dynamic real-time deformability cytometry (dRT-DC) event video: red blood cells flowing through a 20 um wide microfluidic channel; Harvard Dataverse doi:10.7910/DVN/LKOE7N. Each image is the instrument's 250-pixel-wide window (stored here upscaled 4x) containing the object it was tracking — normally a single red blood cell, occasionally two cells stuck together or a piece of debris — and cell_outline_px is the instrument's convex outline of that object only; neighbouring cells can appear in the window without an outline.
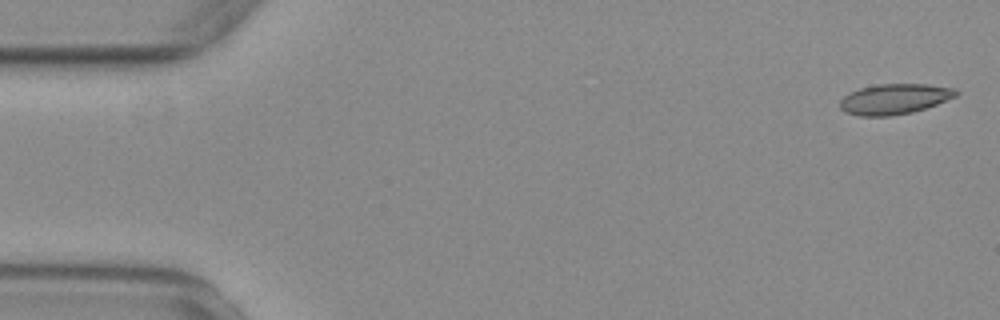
{"species": "common noctule bat (a hibernating species)", "species_latin": "Nyctalus noctula", "temperature_condition": "warm", "stored_images_in_passage": 56, "camera_frame_rate_fps": 3000, "um_per_image_px": 0.085, "animal": {"sex": "female", "body_mass_g": 29.2, "forearm_length_mm": 56.3}, "frame": {"image": 1, "passage_image": 2, "time_ms": 0.333, "image_size_px": [1000, 320], "cell_outline_px": [[960, 92], [956, 96], [936, 104], [912, 112], [888, 116], [860, 116], [844, 112], [840, 108], [840, 100], [844, 96], [860, 88], [880, 84], [928, 84], [956, 88]], "centroid_in_image_um": [76.04, 8.41], "position_along_channel_um": 9.0, "area_um2": 20.46}}
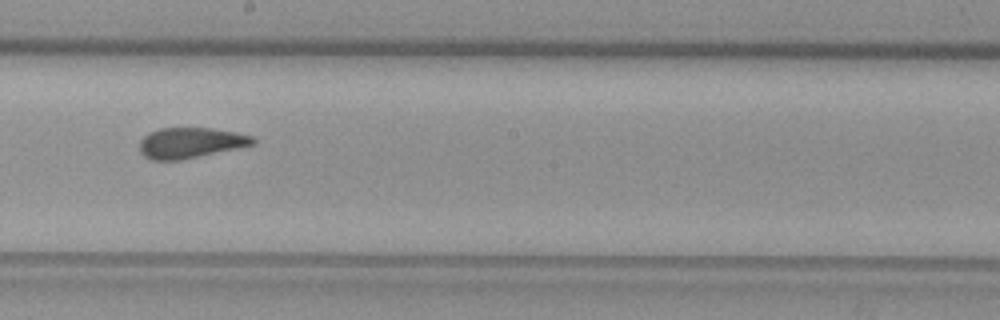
{"frame": {"image": 2, "passage_image": 31, "time_ms": 10.0, "image_size_px": [1000, 320], "cell_outline_px": [[256, 140], [252, 144], [236, 148], [180, 160], [148, 160], [140, 152], [140, 140], [148, 132], [160, 128], [212, 128], [236, 132], [252, 136]], "centroid_in_image_um": [16.13, 12.13], "position_along_channel_um": 232.1, "area_um2": 20.06}}
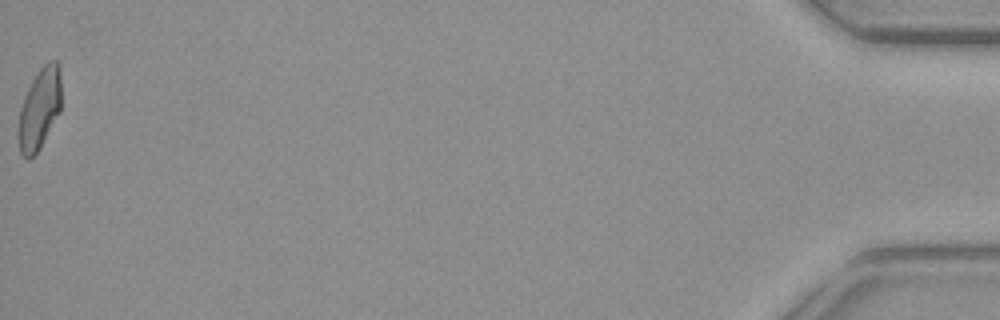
{"frame": {"image": 3, "passage_image": 56, "time_ms": 18.333, "image_size_px": [1000, 320], "cell_outline_px": [[60, 112], [40, 148], [28, 160], [20, 152], [20, 108], [24, 96], [32, 80], [40, 68], [48, 60], [56, 60], [60, 64]], "centroid_in_image_um": [3.39, 9.19], "position_along_channel_um": 431.8, "area_um2": 19.88}, "authors_computed_cell_mechanics": {"area_um2": 20.7213, "velocity_mm_per_s": 3.7141, "shape_relaxation_time_tau1_ms": null, "shape_relaxation_time_tau2_ms": 1.5433, "deformation_change_tau1": null, "deformation_change_tau2": 0.0792}}